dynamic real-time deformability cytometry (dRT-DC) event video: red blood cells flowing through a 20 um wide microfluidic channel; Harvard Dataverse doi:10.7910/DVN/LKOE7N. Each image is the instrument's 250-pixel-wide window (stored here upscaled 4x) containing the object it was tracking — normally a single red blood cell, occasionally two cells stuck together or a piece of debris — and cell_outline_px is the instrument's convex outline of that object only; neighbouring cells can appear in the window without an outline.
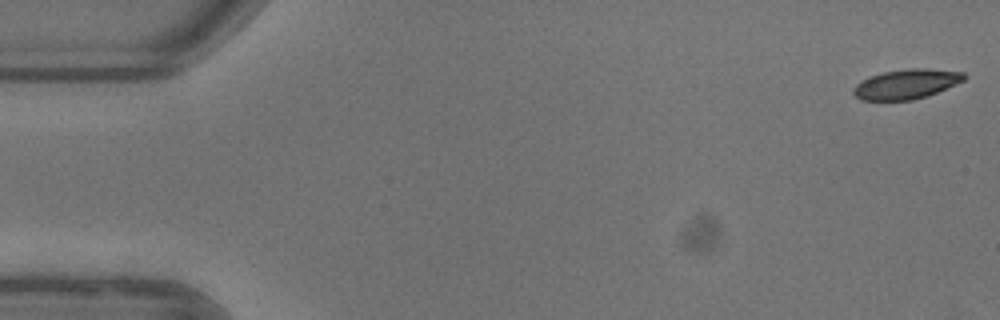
{"species": "common noctule bat (a hibernating species)", "species_latin": "Nyctalus noctula", "temperature_condition": "warm", "stored_images_in_passage": 53, "camera_frame_rate_fps": 3000, "um_per_image_px": 0.085, "animal": {"sex": "female"}, "frame": {"image": 1, "passage_image": 1, "time_ms": 0.0, "image_size_px": [1000, 320], "cell_outline_px": [[964, 80], [928, 96], [912, 100], [860, 100], [852, 92], [852, 88], [856, 84], [868, 76], [884, 72], [912, 68], [924, 68], [964, 72]], "centroid_in_image_um": [77.0, 7.15], "position_along_channel_um": 8.0, "area_um2": 19.07}}
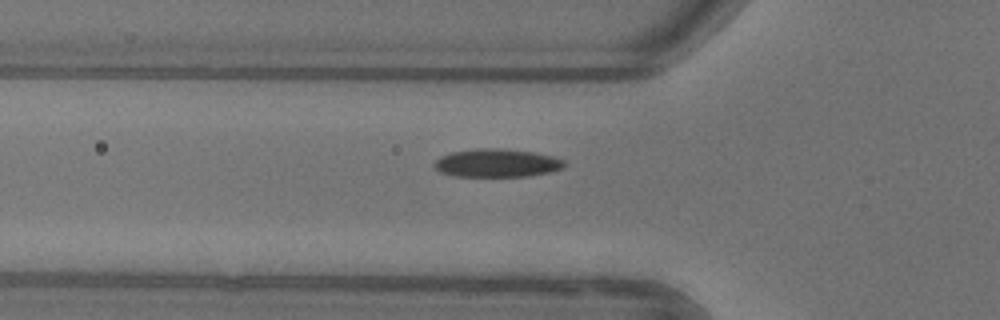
{"frame": {"image": 2, "passage_image": 18, "time_ms": 5.667, "image_size_px": [1000, 320], "cell_outline_px": [[568, 164], [564, 168], [552, 172], [528, 176], [456, 176], [440, 172], [432, 164], [440, 156], [452, 152], [476, 148], [500, 148], [532, 152], [552, 156], [564, 160]], "centroid_in_image_um": [42.26, 13.85], "position_along_channel_um": 83.5, "area_um2": 21.5}}
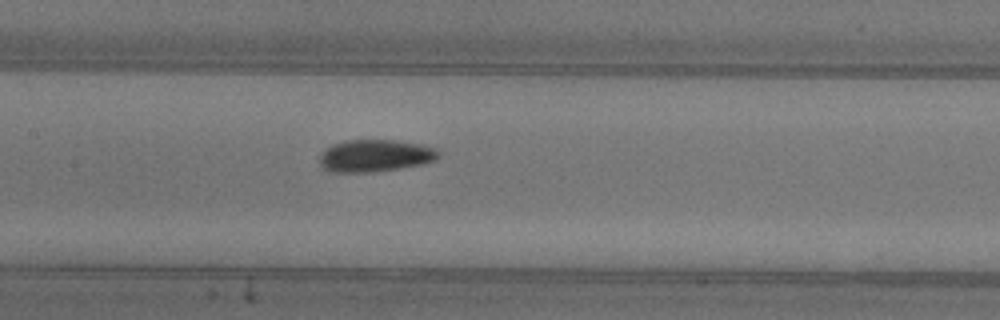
{"frame": {"image": 3, "passage_image": 25, "time_ms": 8.0, "image_size_px": [1000, 320], "cell_outline_px": [[440, 156], [436, 160], [424, 164], [400, 168], [372, 172], [328, 172], [320, 164], [320, 156], [332, 144], [344, 140], [396, 140], [420, 144], [436, 148], [440, 152]], "centroid_in_image_um": [31.92, 13.23], "position_along_channel_um": 175.5, "area_um2": 22.43}, "authors_computed_cell_mechanics": {"area_um2": 20.8658, "velocity_mm_per_s": 3.9034, "shape_relaxation_time_tau1_ms": 5.9318, "shape_relaxation_time_tau2_ms": null, "deformation_change_tau1": 0.1555, "deformation_change_tau2": null}}